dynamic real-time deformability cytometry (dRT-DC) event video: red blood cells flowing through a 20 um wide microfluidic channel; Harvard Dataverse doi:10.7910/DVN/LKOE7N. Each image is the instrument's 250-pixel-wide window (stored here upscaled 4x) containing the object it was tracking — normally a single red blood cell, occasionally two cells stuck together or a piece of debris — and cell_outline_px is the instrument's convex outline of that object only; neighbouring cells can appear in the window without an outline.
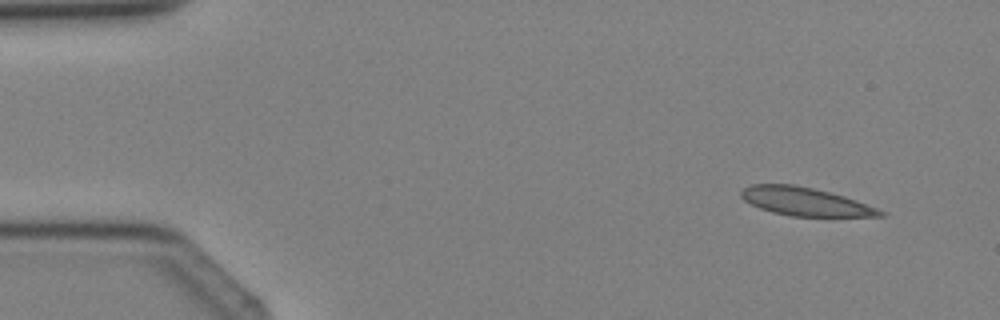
{"species": "Egyptian fruit bat (a non-hibernating species)", "species_latin": "Rousettus aegyptiacus", "temperature_condition": "cold", "stored_images_in_passage": 3, "camera_frame_rate_fps": 3000, "um_per_image_px": 0.085, "animal": {"sex": "female"}, "frame": {"image": 1, "passage_image": 1, "time_ms": 0.0, "image_size_px": [1000, 320], "cell_outline_px": [[888, 212], [884, 216], [792, 216], [772, 212], [760, 208], [744, 200], [740, 196], [740, 192], [744, 188], [752, 184], [792, 184], [812, 188], [844, 196], [856, 200]], "centroid_in_image_um": [68.45, 17.13], "position_along_channel_um": 16.6, "area_um2": 22.72}}